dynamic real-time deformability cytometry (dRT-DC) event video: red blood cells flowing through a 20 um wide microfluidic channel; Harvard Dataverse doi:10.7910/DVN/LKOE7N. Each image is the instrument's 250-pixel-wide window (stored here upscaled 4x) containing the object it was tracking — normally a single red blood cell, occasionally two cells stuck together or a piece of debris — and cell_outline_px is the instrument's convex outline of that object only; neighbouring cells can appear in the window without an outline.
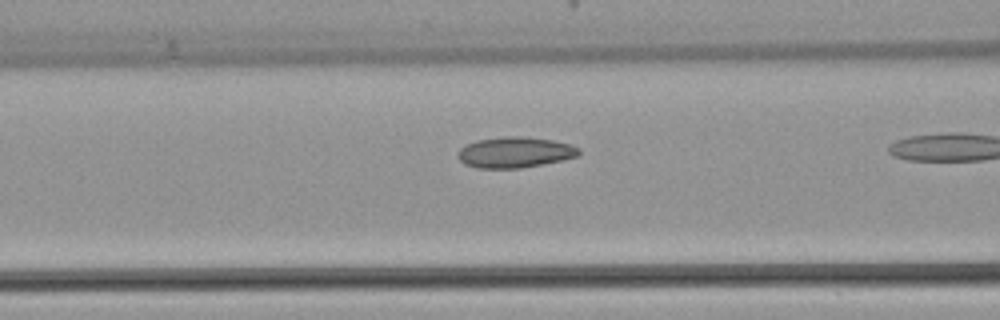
{"species": "common noctule bat (a hibernating species)", "species_latin": "Nyctalus noctula", "temperature_condition": "warm", "stored_images_in_passage": 28, "camera_frame_rate_fps": 3000, "um_per_image_px": 0.085, "animal": {"sex": "female", "body_mass_g": 22.7, "forearm_length_mm": 54.2}, "frame": {"image": 1, "passage_image": 16, "time_ms": 5.0, "image_size_px": [1000, 320], "cell_outline_px": [[580, 152], [576, 156], [564, 160], [544, 164], [520, 168], [476, 168], [464, 164], [456, 156], [456, 152], [460, 148], [468, 144], [480, 140], [508, 136], [520, 136], [552, 140], [572, 144], [580, 148]], "centroid_in_image_um": [43.77, 12.96], "position_along_channel_um": 122.8, "area_um2": 21.73}}